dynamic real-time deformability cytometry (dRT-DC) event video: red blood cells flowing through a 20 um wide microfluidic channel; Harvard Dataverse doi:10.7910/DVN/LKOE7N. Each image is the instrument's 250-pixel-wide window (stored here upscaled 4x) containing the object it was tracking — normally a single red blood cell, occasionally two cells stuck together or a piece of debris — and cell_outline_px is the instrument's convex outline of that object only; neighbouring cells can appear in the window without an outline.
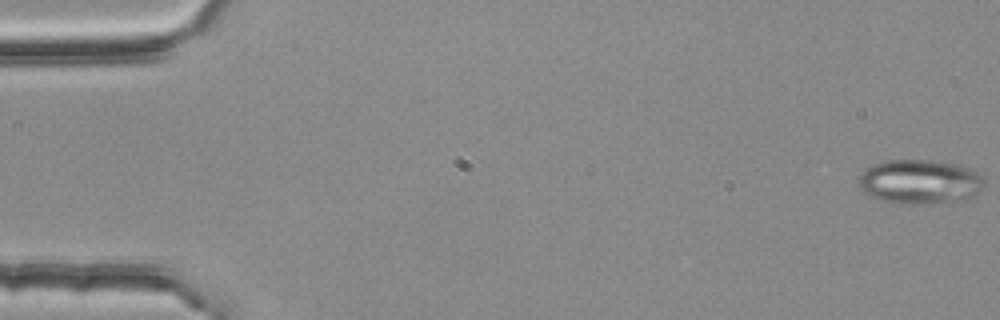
{"species": "common noctule bat (a hibernating species)", "species_latin": "Nyctalus noctula", "temperature_condition": "room temperature", "stored_images_in_passage": 36, "camera_frame_rate_fps": 3000, "um_per_image_px": 0.085, "animal": {"sex": "female", "body_mass_g": 25.1}, "frame": {"image": 1, "passage_image": 1, "time_ms": 0.0, "image_size_px": [1000, 320], "cell_outline_px": [[984, 184], [980, 192], [976, 196], [924, 204], [900, 204], [880, 200], [864, 192], [860, 188], [856, 180], [868, 168], [884, 160], [932, 160], [960, 164], [968, 168], [980, 176], [984, 180]], "centroid_in_image_um": [78.17, 15.44], "position_along_channel_um": 6.8, "area_um2": 32.25}}
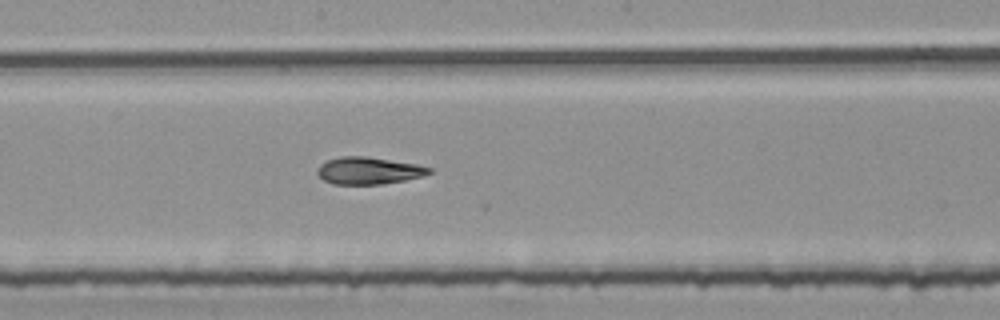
{"frame": {"image": 2, "passage_image": 30, "time_ms": 9.667, "image_size_px": [1000, 320], "cell_outline_px": [[432, 172], [420, 176], [404, 180], [380, 184], [332, 184], [324, 180], [316, 172], [320, 164], [328, 160], [340, 156], [364, 156], [416, 164], [432, 168]], "centroid_in_image_um": [31.3, 14.5], "position_along_channel_um": 216.9, "area_um2": 17.46}}
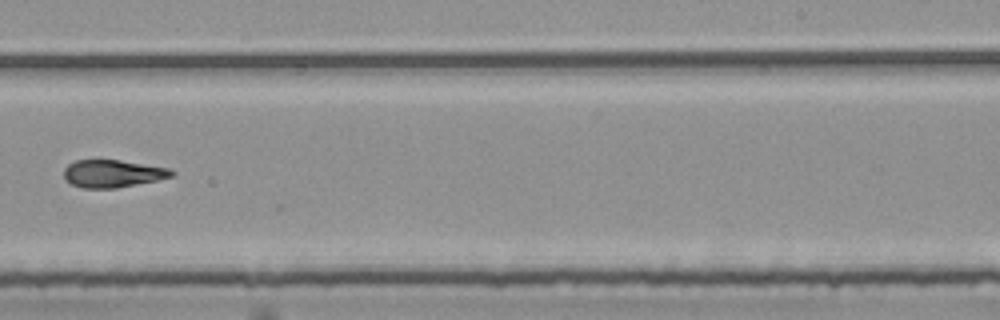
{"frame": {"image": 3, "passage_image": 35, "time_ms": 11.333, "image_size_px": [1000, 320], "cell_outline_px": [[176, 172], [172, 176], [156, 180], [116, 188], [84, 188], [72, 184], [64, 176], [64, 168], [68, 164], [76, 160], [120, 160], [172, 168]], "centroid_in_image_um": [9.61, 14.74], "position_along_channel_um": 279.4, "area_um2": 17.22}}